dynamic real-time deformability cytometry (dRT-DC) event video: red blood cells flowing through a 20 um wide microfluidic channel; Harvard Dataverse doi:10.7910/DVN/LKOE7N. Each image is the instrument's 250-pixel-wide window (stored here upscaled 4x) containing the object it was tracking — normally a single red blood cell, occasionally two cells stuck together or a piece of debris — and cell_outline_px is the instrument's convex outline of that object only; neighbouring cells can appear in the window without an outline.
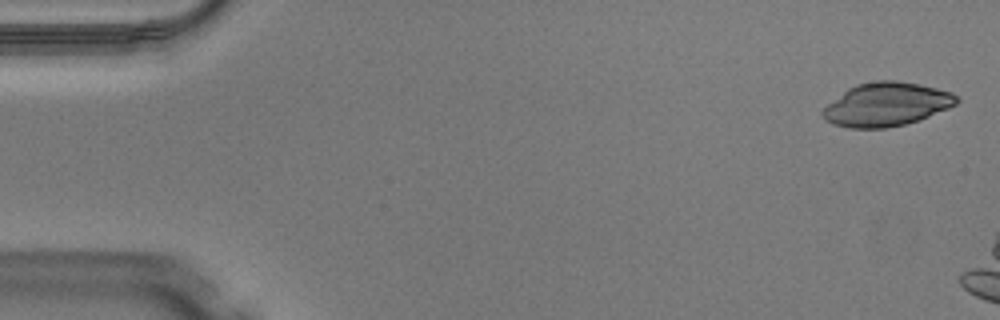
{"species": "Egyptian fruit bat (a non-hibernating species)", "species_latin": "Rousettus aegyptiacus", "temperature_condition": "warm", "stored_images_in_passage": 9, "camera_frame_rate_fps": 3000, "um_per_image_px": 0.085, "animal": {"sex": "male"}, "frame": {"image": 1, "passage_image": 1, "time_ms": 0.0, "image_size_px": [1000, 320], "cell_outline_px": [[960, 100], [956, 104], [948, 108], [928, 116], [904, 124], [884, 128], [848, 128], [832, 124], [824, 120], [820, 112], [828, 104], [848, 88], [856, 84], [876, 80], [896, 80], [920, 84], [952, 92]], "centroid_in_image_um": [75.32, 8.87], "position_along_channel_um": 9.7, "area_um2": 33.93}}